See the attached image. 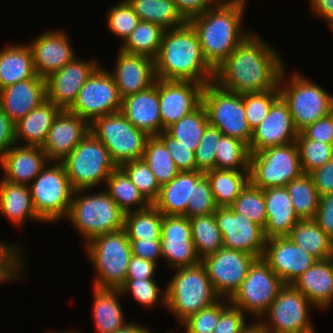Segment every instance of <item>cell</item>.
Wrapping results in <instances>:
<instances>
[{"label":"cell","mask_w":333,"mask_h":333,"mask_svg":"<svg viewBox=\"0 0 333 333\" xmlns=\"http://www.w3.org/2000/svg\"><path fill=\"white\" fill-rule=\"evenodd\" d=\"M163 214L151 204L149 207L125 214L123 229L129 240H160Z\"/></svg>","instance_id":"40"},{"label":"cell","mask_w":333,"mask_h":333,"mask_svg":"<svg viewBox=\"0 0 333 333\" xmlns=\"http://www.w3.org/2000/svg\"><path fill=\"white\" fill-rule=\"evenodd\" d=\"M93 292V319L97 333H114L128 323L118 300L122 295L120 288L94 286Z\"/></svg>","instance_id":"34"},{"label":"cell","mask_w":333,"mask_h":333,"mask_svg":"<svg viewBox=\"0 0 333 333\" xmlns=\"http://www.w3.org/2000/svg\"><path fill=\"white\" fill-rule=\"evenodd\" d=\"M46 99V80L40 76L0 90V107L14 124Z\"/></svg>","instance_id":"27"},{"label":"cell","mask_w":333,"mask_h":333,"mask_svg":"<svg viewBox=\"0 0 333 333\" xmlns=\"http://www.w3.org/2000/svg\"><path fill=\"white\" fill-rule=\"evenodd\" d=\"M107 26L123 42L138 26L140 19L127 0H121L107 13Z\"/></svg>","instance_id":"51"},{"label":"cell","mask_w":333,"mask_h":333,"mask_svg":"<svg viewBox=\"0 0 333 333\" xmlns=\"http://www.w3.org/2000/svg\"><path fill=\"white\" fill-rule=\"evenodd\" d=\"M0 212L18 226L26 218L43 221L34 210L30 185L14 184L3 178L0 182Z\"/></svg>","instance_id":"35"},{"label":"cell","mask_w":333,"mask_h":333,"mask_svg":"<svg viewBox=\"0 0 333 333\" xmlns=\"http://www.w3.org/2000/svg\"><path fill=\"white\" fill-rule=\"evenodd\" d=\"M106 184L105 191L125 214L143 210L151 205L121 167L110 173ZM133 206L138 208L134 209Z\"/></svg>","instance_id":"39"},{"label":"cell","mask_w":333,"mask_h":333,"mask_svg":"<svg viewBox=\"0 0 333 333\" xmlns=\"http://www.w3.org/2000/svg\"><path fill=\"white\" fill-rule=\"evenodd\" d=\"M310 305L292 284H285L264 314L265 321L259 319L257 323L268 333H315L308 317Z\"/></svg>","instance_id":"14"},{"label":"cell","mask_w":333,"mask_h":333,"mask_svg":"<svg viewBox=\"0 0 333 333\" xmlns=\"http://www.w3.org/2000/svg\"><path fill=\"white\" fill-rule=\"evenodd\" d=\"M227 307L221 312L218 324L212 333H245L252 324H246L245 313L233 306L230 300Z\"/></svg>","instance_id":"58"},{"label":"cell","mask_w":333,"mask_h":333,"mask_svg":"<svg viewBox=\"0 0 333 333\" xmlns=\"http://www.w3.org/2000/svg\"><path fill=\"white\" fill-rule=\"evenodd\" d=\"M276 52L251 32L215 69L214 82L224 90L239 94L279 89L285 67Z\"/></svg>","instance_id":"1"},{"label":"cell","mask_w":333,"mask_h":333,"mask_svg":"<svg viewBox=\"0 0 333 333\" xmlns=\"http://www.w3.org/2000/svg\"><path fill=\"white\" fill-rule=\"evenodd\" d=\"M209 181L204 175L195 186H193L192 198H189L187 217L210 215L217 209Z\"/></svg>","instance_id":"54"},{"label":"cell","mask_w":333,"mask_h":333,"mask_svg":"<svg viewBox=\"0 0 333 333\" xmlns=\"http://www.w3.org/2000/svg\"><path fill=\"white\" fill-rule=\"evenodd\" d=\"M249 146L236 138L222 135L216 148L215 169L249 171Z\"/></svg>","instance_id":"46"},{"label":"cell","mask_w":333,"mask_h":333,"mask_svg":"<svg viewBox=\"0 0 333 333\" xmlns=\"http://www.w3.org/2000/svg\"><path fill=\"white\" fill-rule=\"evenodd\" d=\"M202 105L210 125L218 128L223 135L249 146L253 131L246 119L243 94L229 92L212 82L204 86Z\"/></svg>","instance_id":"12"},{"label":"cell","mask_w":333,"mask_h":333,"mask_svg":"<svg viewBox=\"0 0 333 333\" xmlns=\"http://www.w3.org/2000/svg\"><path fill=\"white\" fill-rule=\"evenodd\" d=\"M219 2H221V0H218ZM223 1V0H222ZM247 0H226L225 2H240V3H244L246 4Z\"/></svg>","instance_id":"70"},{"label":"cell","mask_w":333,"mask_h":333,"mask_svg":"<svg viewBox=\"0 0 333 333\" xmlns=\"http://www.w3.org/2000/svg\"><path fill=\"white\" fill-rule=\"evenodd\" d=\"M85 191L88 189L74 191L66 217L78 233L84 236L85 241L88 243L96 236L123 229L125 213L108 193L104 190L92 195H84Z\"/></svg>","instance_id":"5"},{"label":"cell","mask_w":333,"mask_h":333,"mask_svg":"<svg viewBox=\"0 0 333 333\" xmlns=\"http://www.w3.org/2000/svg\"><path fill=\"white\" fill-rule=\"evenodd\" d=\"M314 220L325 234L333 240V212H317Z\"/></svg>","instance_id":"66"},{"label":"cell","mask_w":333,"mask_h":333,"mask_svg":"<svg viewBox=\"0 0 333 333\" xmlns=\"http://www.w3.org/2000/svg\"><path fill=\"white\" fill-rule=\"evenodd\" d=\"M141 21L156 23L165 30L184 25L188 20L173 0H127Z\"/></svg>","instance_id":"37"},{"label":"cell","mask_w":333,"mask_h":333,"mask_svg":"<svg viewBox=\"0 0 333 333\" xmlns=\"http://www.w3.org/2000/svg\"><path fill=\"white\" fill-rule=\"evenodd\" d=\"M230 208L264 229L267 222V214L263 189L255 187L249 182Z\"/></svg>","instance_id":"47"},{"label":"cell","mask_w":333,"mask_h":333,"mask_svg":"<svg viewBox=\"0 0 333 333\" xmlns=\"http://www.w3.org/2000/svg\"><path fill=\"white\" fill-rule=\"evenodd\" d=\"M162 259L173 268L195 266L201 262L192 238V227L186 216L163 215L161 224Z\"/></svg>","instance_id":"19"},{"label":"cell","mask_w":333,"mask_h":333,"mask_svg":"<svg viewBox=\"0 0 333 333\" xmlns=\"http://www.w3.org/2000/svg\"><path fill=\"white\" fill-rule=\"evenodd\" d=\"M223 133L216 127L208 125L195 151L197 171L206 172L215 169L216 148Z\"/></svg>","instance_id":"53"},{"label":"cell","mask_w":333,"mask_h":333,"mask_svg":"<svg viewBox=\"0 0 333 333\" xmlns=\"http://www.w3.org/2000/svg\"><path fill=\"white\" fill-rule=\"evenodd\" d=\"M204 86L194 81L158 79L159 107L163 130L202 104Z\"/></svg>","instance_id":"18"},{"label":"cell","mask_w":333,"mask_h":333,"mask_svg":"<svg viewBox=\"0 0 333 333\" xmlns=\"http://www.w3.org/2000/svg\"><path fill=\"white\" fill-rule=\"evenodd\" d=\"M263 259L284 284H292L318 260L288 236L266 239Z\"/></svg>","instance_id":"20"},{"label":"cell","mask_w":333,"mask_h":333,"mask_svg":"<svg viewBox=\"0 0 333 333\" xmlns=\"http://www.w3.org/2000/svg\"><path fill=\"white\" fill-rule=\"evenodd\" d=\"M290 240L318 260L333 257V240L314 219L300 220L288 235Z\"/></svg>","instance_id":"38"},{"label":"cell","mask_w":333,"mask_h":333,"mask_svg":"<svg viewBox=\"0 0 333 333\" xmlns=\"http://www.w3.org/2000/svg\"><path fill=\"white\" fill-rule=\"evenodd\" d=\"M310 175L320 197L333 193V157Z\"/></svg>","instance_id":"60"},{"label":"cell","mask_w":333,"mask_h":333,"mask_svg":"<svg viewBox=\"0 0 333 333\" xmlns=\"http://www.w3.org/2000/svg\"><path fill=\"white\" fill-rule=\"evenodd\" d=\"M313 14L323 17L333 30V0H310Z\"/></svg>","instance_id":"65"},{"label":"cell","mask_w":333,"mask_h":333,"mask_svg":"<svg viewBox=\"0 0 333 333\" xmlns=\"http://www.w3.org/2000/svg\"><path fill=\"white\" fill-rule=\"evenodd\" d=\"M121 112L147 136H157L163 131L159 107L158 78L149 88L122 98Z\"/></svg>","instance_id":"26"},{"label":"cell","mask_w":333,"mask_h":333,"mask_svg":"<svg viewBox=\"0 0 333 333\" xmlns=\"http://www.w3.org/2000/svg\"><path fill=\"white\" fill-rule=\"evenodd\" d=\"M86 251L97 272L95 287L120 288L125 283L132 251L124 229L94 237Z\"/></svg>","instance_id":"6"},{"label":"cell","mask_w":333,"mask_h":333,"mask_svg":"<svg viewBox=\"0 0 333 333\" xmlns=\"http://www.w3.org/2000/svg\"><path fill=\"white\" fill-rule=\"evenodd\" d=\"M154 65L158 79L214 82L215 70L204 59L198 35L188 21L165 30Z\"/></svg>","instance_id":"2"},{"label":"cell","mask_w":333,"mask_h":333,"mask_svg":"<svg viewBox=\"0 0 333 333\" xmlns=\"http://www.w3.org/2000/svg\"><path fill=\"white\" fill-rule=\"evenodd\" d=\"M131 244L132 255L141 257L145 260L157 264L159 258H162L161 240H129Z\"/></svg>","instance_id":"61"},{"label":"cell","mask_w":333,"mask_h":333,"mask_svg":"<svg viewBox=\"0 0 333 333\" xmlns=\"http://www.w3.org/2000/svg\"><path fill=\"white\" fill-rule=\"evenodd\" d=\"M245 6L224 0L188 19L198 35L204 59L214 70L251 33L241 28Z\"/></svg>","instance_id":"3"},{"label":"cell","mask_w":333,"mask_h":333,"mask_svg":"<svg viewBox=\"0 0 333 333\" xmlns=\"http://www.w3.org/2000/svg\"><path fill=\"white\" fill-rule=\"evenodd\" d=\"M37 76L28 44H15L0 51V90Z\"/></svg>","instance_id":"33"},{"label":"cell","mask_w":333,"mask_h":333,"mask_svg":"<svg viewBox=\"0 0 333 333\" xmlns=\"http://www.w3.org/2000/svg\"><path fill=\"white\" fill-rule=\"evenodd\" d=\"M120 167L126 172L143 197L150 204H153L159 196L161 186L144 159L131 160L123 163Z\"/></svg>","instance_id":"49"},{"label":"cell","mask_w":333,"mask_h":333,"mask_svg":"<svg viewBox=\"0 0 333 333\" xmlns=\"http://www.w3.org/2000/svg\"><path fill=\"white\" fill-rule=\"evenodd\" d=\"M121 108L122 98L113 75L99 65L67 110L91 124L99 117L121 111Z\"/></svg>","instance_id":"15"},{"label":"cell","mask_w":333,"mask_h":333,"mask_svg":"<svg viewBox=\"0 0 333 333\" xmlns=\"http://www.w3.org/2000/svg\"><path fill=\"white\" fill-rule=\"evenodd\" d=\"M285 284L263 259H256L248 270L240 288L229 299L243 313H250L259 321L276 299Z\"/></svg>","instance_id":"13"},{"label":"cell","mask_w":333,"mask_h":333,"mask_svg":"<svg viewBox=\"0 0 333 333\" xmlns=\"http://www.w3.org/2000/svg\"><path fill=\"white\" fill-rule=\"evenodd\" d=\"M267 222L263 229L266 239L288 236L300 221L286 187L263 189Z\"/></svg>","instance_id":"29"},{"label":"cell","mask_w":333,"mask_h":333,"mask_svg":"<svg viewBox=\"0 0 333 333\" xmlns=\"http://www.w3.org/2000/svg\"><path fill=\"white\" fill-rule=\"evenodd\" d=\"M114 333H151V330L146 326L138 325L136 323H127L122 328L116 330Z\"/></svg>","instance_id":"67"},{"label":"cell","mask_w":333,"mask_h":333,"mask_svg":"<svg viewBox=\"0 0 333 333\" xmlns=\"http://www.w3.org/2000/svg\"><path fill=\"white\" fill-rule=\"evenodd\" d=\"M292 285L299 290L314 307L328 308L333 303V257L317 260L299 276Z\"/></svg>","instance_id":"30"},{"label":"cell","mask_w":333,"mask_h":333,"mask_svg":"<svg viewBox=\"0 0 333 333\" xmlns=\"http://www.w3.org/2000/svg\"><path fill=\"white\" fill-rule=\"evenodd\" d=\"M298 135L289 107L280 96L272 104L265 119L253 130L250 153L295 142Z\"/></svg>","instance_id":"21"},{"label":"cell","mask_w":333,"mask_h":333,"mask_svg":"<svg viewBox=\"0 0 333 333\" xmlns=\"http://www.w3.org/2000/svg\"><path fill=\"white\" fill-rule=\"evenodd\" d=\"M257 258L251 254L220 248L201 260L215 292L230 299L240 288L248 270Z\"/></svg>","instance_id":"16"},{"label":"cell","mask_w":333,"mask_h":333,"mask_svg":"<svg viewBox=\"0 0 333 333\" xmlns=\"http://www.w3.org/2000/svg\"><path fill=\"white\" fill-rule=\"evenodd\" d=\"M317 212H333V193L320 197Z\"/></svg>","instance_id":"68"},{"label":"cell","mask_w":333,"mask_h":333,"mask_svg":"<svg viewBox=\"0 0 333 333\" xmlns=\"http://www.w3.org/2000/svg\"><path fill=\"white\" fill-rule=\"evenodd\" d=\"M98 65L100 64H97L96 60L86 62L75 57L63 68L45 78L47 99L61 109H68Z\"/></svg>","instance_id":"23"},{"label":"cell","mask_w":333,"mask_h":333,"mask_svg":"<svg viewBox=\"0 0 333 333\" xmlns=\"http://www.w3.org/2000/svg\"><path fill=\"white\" fill-rule=\"evenodd\" d=\"M0 241V284L2 282H8L18 277H22L24 266V260L21 256V248L15 245H7ZM23 260V261H22ZM23 265V266H22ZM22 266V267H21ZM21 271V272H20Z\"/></svg>","instance_id":"57"},{"label":"cell","mask_w":333,"mask_h":333,"mask_svg":"<svg viewBox=\"0 0 333 333\" xmlns=\"http://www.w3.org/2000/svg\"><path fill=\"white\" fill-rule=\"evenodd\" d=\"M90 131L79 115L62 109L55 117L42 146L49 162H62Z\"/></svg>","instance_id":"22"},{"label":"cell","mask_w":333,"mask_h":333,"mask_svg":"<svg viewBox=\"0 0 333 333\" xmlns=\"http://www.w3.org/2000/svg\"><path fill=\"white\" fill-rule=\"evenodd\" d=\"M113 75L119 95L124 98L149 88L155 83L154 59L119 50Z\"/></svg>","instance_id":"25"},{"label":"cell","mask_w":333,"mask_h":333,"mask_svg":"<svg viewBox=\"0 0 333 333\" xmlns=\"http://www.w3.org/2000/svg\"><path fill=\"white\" fill-rule=\"evenodd\" d=\"M223 238V247L263 258L266 237L263 228L230 207H218L214 212Z\"/></svg>","instance_id":"17"},{"label":"cell","mask_w":333,"mask_h":333,"mask_svg":"<svg viewBox=\"0 0 333 333\" xmlns=\"http://www.w3.org/2000/svg\"><path fill=\"white\" fill-rule=\"evenodd\" d=\"M164 32L165 29L162 26L140 20L138 26L125 39L120 50L155 59L159 53Z\"/></svg>","instance_id":"41"},{"label":"cell","mask_w":333,"mask_h":333,"mask_svg":"<svg viewBox=\"0 0 333 333\" xmlns=\"http://www.w3.org/2000/svg\"><path fill=\"white\" fill-rule=\"evenodd\" d=\"M308 139L333 144V114L319 119L301 131Z\"/></svg>","instance_id":"59"},{"label":"cell","mask_w":333,"mask_h":333,"mask_svg":"<svg viewBox=\"0 0 333 333\" xmlns=\"http://www.w3.org/2000/svg\"><path fill=\"white\" fill-rule=\"evenodd\" d=\"M157 137L166 146L180 172L197 170L195 152L191 150V147L183 145L180 141L171 136L166 130H163L160 134L157 135Z\"/></svg>","instance_id":"56"},{"label":"cell","mask_w":333,"mask_h":333,"mask_svg":"<svg viewBox=\"0 0 333 333\" xmlns=\"http://www.w3.org/2000/svg\"><path fill=\"white\" fill-rule=\"evenodd\" d=\"M177 9L188 20L189 18L203 13L208 8L215 6L218 0H173Z\"/></svg>","instance_id":"64"},{"label":"cell","mask_w":333,"mask_h":333,"mask_svg":"<svg viewBox=\"0 0 333 333\" xmlns=\"http://www.w3.org/2000/svg\"><path fill=\"white\" fill-rule=\"evenodd\" d=\"M222 299L186 319L182 323L186 333H212L218 324L221 312L227 307Z\"/></svg>","instance_id":"55"},{"label":"cell","mask_w":333,"mask_h":333,"mask_svg":"<svg viewBox=\"0 0 333 333\" xmlns=\"http://www.w3.org/2000/svg\"><path fill=\"white\" fill-rule=\"evenodd\" d=\"M303 173L296 142L250 154L249 180L255 187H286Z\"/></svg>","instance_id":"10"},{"label":"cell","mask_w":333,"mask_h":333,"mask_svg":"<svg viewBox=\"0 0 333 333\" xmlns=\"http://www.w3.org/2000/svg\"><path fill=\"white\" fill-rule=\"evenodd\" d=\"M15 144V124L0 107V158Z\"/></svg>","instance_id":"63"},{"label":"cell","mask_w":333,"mask_h":333,"mask_svg":"<svg viewBox=\"0 0 333 333\" xmlns=\"http://www.w3.org/2000/svg\"><path fill=\"white\" fill-rule=\"evenodd\" d=\"M30 190L34 210L43 222L67 217L75 190L62 162L46 165L33 180Z\"/></svg>","instance_id":"9"},{"label":"cell","mask_w":333,"mask_h":333,"mask_svg":"<svg viewBox=\"0 0 333 333\" xmlns=\"http://www.w3.org/2000/svg\"><path fill=\"white\" fill-rule=\"evenodd\" d=\"M74 190L93 189L103 181L117 165L112 161L108 149L91 131L62 161Z\"/></svg>","instance_id":"8"},{"label":"cell","mask_w":333,"mask_h":333,"mask_svg":"<svg viewBox=\"0 0 333 333\" xmlns=\"http://www.w3.org/2000/svg\"><path fill=\"white\" fill-rule=\"evenodd\" d=\"M286 188L298 218L300 220L314 219L319 207L320 196L311 175L303 173L290 181Z\"/></svg>","instance_id":"42"},{"label":"cell","mask_w":333,"mask_h":333,"mask_svg":"<svg viewBox=\"0 0 333 333\" xmlns=\"http://www.w3.org/2000/svg\"><path fill=\"white\" fill-rule=\"evenodd\" d=\"M49 164L42 147L13 145L1 158L3 179L14 183L29 185L42 169Z\"/></svg>","instance_id":"28"},{"label":"cell","mask_w":333,"mask_h":333,"mask_svg":"<svg viewBox=\"0 0 333 333\" xmlns=\"http://www.w3.org/2000/svg\"><path fill=\"white\" fill-rule=\"evenodd\" d=\"M52 333V332H51ZM54 333V332H53ZM56 333V332H55ZM58 333H60V332H58ZM62 333V332H61ZM64 333H66V332H64ZM67 333H76V331L74 332H71V331H68Z\"/></svg>","instance_id":"71"},{"label":"cell","mask_w":333,"mask_h":333,"mask_svg":"<svg viewBox=\"0 0 333 333\" xmlns=\"http://www.w3.org/2000/svg\"><path fill=\"white\" fill-rule=\"evenodd\" d=\"M90 131L105 145L117 167L141 159L149 137L137 129L121 111L95 119L90 124Z\"/></svg>","instance_id":"11"},{"label":"cell","mask_w":333,"mask_h":333,"mask_svg":"<svg viewBox=\"0 0 333 333\" xmlns=\"http://www.w3.org/2000/svg\"><path fill=\"white\" fill-rule=\"evenodd\" d=\"M166 286V306L181 323L221 299L201 262L195 266L178 268Z\"/></svg>","instance_id":"4"},{"label":"cell","mask_w":333,"mask_h":333,"mask_svg":"<svg viewBox=\"0 0 333 333\" xmlns=\"http://www.w3.org/2000/svg\"><path fill=\"white\" fill-rule=\"evenodd\" d=\"M208 125L207 113L201 104L196 110L169 126L166 131L195 152Z\"/></svg>","instance_id":"45"},{"label":"cell","mask_w":333,"mask_h":333,"mask_svg":"<svg viewBox=\"0 0 333 333\" xmlns=\"http://www.w3.org/2000/svg\"><path fill=\"white\" fill-rule=\"evenodd\" d=\"M121 293H131L136 301L143 306H154L161 301L166 305V292L160 293L155 280L126 279L120 287Z\"/></svg>","instance_id":"52"},{"label":"cell","mask_w":333,"mask_h":333,"mask_svg":"<svg viewBox=\"0 0 333 333\" xmlns=\"http://www.w3.org/2000/svg\"><path fill=\"white\" fill-rule=\"evenodd\" d=\"M142 158L148 164L160 186L171 181L180 173L166 146L157 136L147 138Z\"/></svg>","instance_id":"44"},{"label":"cell","mask_w":333,"mask_h":333,"mask_svg":"<svg viewBox=\"0 0 333 333\" xmlns=\"http://www.w3.org/2000/svg\"><path fill=\"white\" fill-rule=\"evenodd\" d=\"M62 109L46 99L24 118L15 123L16 144L25 141V146L42 147L55 117Z\"/></svg>","instance_id":"32"},{"label":"cell","mask_w":333,"mask_h":333,"mask_svg":"<svg viewBox=\"0 0 333 333\" xmlns=\"http://www.w3.org/2000/svg\"><path fill=\"white\" fill-rule=\"evenodd\" d=\"M204 175L209 181L217 207H230L250 182L249 171L212 169Z\"/></svg>","instance_id":"36"},{"label":"cell","mask_w":333,"mask_h":333,"mask_svg":"<svg viewBox=\"0 0 333 333\" xmlns=\"http://www.w3.org/2000/svg\"><path fill=\"white\" fill-rule=\"evenodd\" d=\"M192 238L197 256L202 260L223 247L221 231L217 226L214 213L189 218Z\"/></svg>","instance_id":"43"},{"label":"cell","mask_w":333,"mask_h":333,"mask_svg":"<svg viewBox=\"0 0 333 333\" xmlns=\"http://www.w3.org/2000/svg\"><path fill=\"white\" fill-rule=\"evenodd\" d=\"M156 267V263L132 255L128 264L126 279L155 280L153 277L155 276Z\"/></svg>","instance_id":"62"},{"label":"cell","mask_w":333,"mask_h":333,"mask_svg":"<svg viewBox=\"0 0 333 333\" xmlns=\"http://www.w3.org/2000/svg\"><path fill=\"white\" fill-rule=\"evenodd\" d=\"M302 170L310 174L333 157V144L308 139L302 132L296 139Z\"/></svg>","instance_id":"48"},{"label":"cell","mask_w":333,"mask_h":333,"mask_svg":"<svg viewBox=\"0 0 333 333\" xmlns=\"http://www.w3.org/2000/svg\"><path fill=\"white\" fill-rule=\"evenodd\" d=\"M32 50L36 74L47 78L75 58L68 34L63 30L47 31L28 43Z\"/></svg>","instance_id":"24"},{"label":"cell","mask_w":333,"mask_h":333,"mask_svg":"<svg viewBox=\"0 0 333 333\" xmlns=\"http://www.w3.org/2000/svg\"><path fill=\"white\" fill-rule=\"evenodd\" d=\"M279 97V89L243 94L245 115L252 131L265 119Z\"/></svg>","instance_id":"50"},{"label":"cell","mask_w":333,"mask_h":333,"mask_svg":"<svg viewBox=\"0 0 333 333\" xmlns=\"http://www.w3.org/2000/svg\"><path fill=\"white\" fill-rule=\"evenodd\" d=\"M285 73L284 68L278 84L280 96L289 107L296 129L301 132L331 113L333 95L298 73L291 74L287 80Z\"/></svg>","instance_id":"7"},{"label":"cell","mask_w":333,"mask_h":333,"mask_svg":"<svg viewBox=\"0 0 333 333\" xmlns=\"http://www.w3.org/2000/svg\"><path fill=\"white\" fill-rule=\"evenodd\" d=\"M204 176L202 171H182L171 181L161 185L153 205L167 216H186L193 186Z\"/></svg>","instance_id":"31"},{"label":"cell","mask_w":333,"mask_h":333,"mask_svg":"<svg viewBox=\"0 0 333 333\" xmlns=\"http://www.w3.org/2000/svg\"><path fill=\"white\" fill-rule=\"evenodd\" d=\"M245 333H268L257 322L252 323L249 329Z\"/></svg>","instance_id":"69"}]
</instances>
